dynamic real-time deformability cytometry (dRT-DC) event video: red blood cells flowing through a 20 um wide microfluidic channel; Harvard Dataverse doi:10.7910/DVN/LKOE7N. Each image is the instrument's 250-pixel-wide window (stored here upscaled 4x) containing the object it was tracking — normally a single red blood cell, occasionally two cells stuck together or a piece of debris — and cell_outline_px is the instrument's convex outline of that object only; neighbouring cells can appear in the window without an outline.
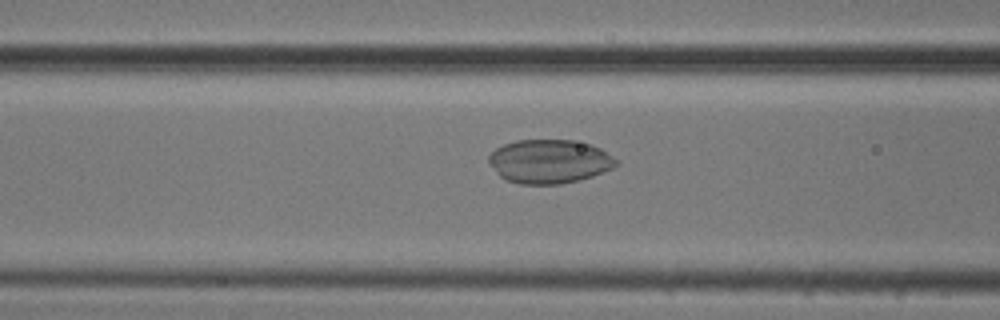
{"species": "common noctule bat (a hibernating species)", "species_latin": "Nyctalus noctula", "temperature_condition": "cold", "stored_images_in_passage": 52, "camera_frame_rate_fps": 3000, "um_per_image_px": 0.085, "animal": {"sex": "male", "body_mass_g": 20.5, "forearm_length_mm": 52.5}, "frame": {"image": 1, "passage_image": 21, "time_ms": 6.667, "image_size_px": [1000, 320], "cell_outline_px": [[620, 164], [612, 168], [592, 176], [580, 180], [560, 184], [520, 184], [504, 180], [496, 172], [488, 160], [488, 156], [496, 148], [504, 144], [516, 140], [572, 140], [592, 144], [600, 148], [616, 160]], "centroid_in_image_um": [46.68, 13.72], "position_along_channel_um": 119.9, "area_um2": 32.54}}
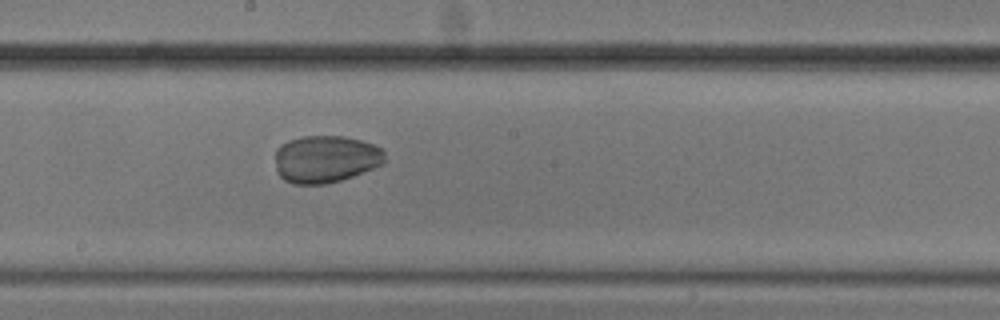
{"frame": {"image": 2, "passage_image": 29, "time_ms": 9.333, "image_size_px": [1000, 320], "cell_outline_px": [[384, 164], [352, 176], [340, 180], [324, 184], [292, 184], [284, 180], [276, 172], [276, 148], [280, 144], [288, 140], [304, 136], [344, 136], [360, 140], [372, 144], [380, 148], [384, 152]], "centroid_in_image_um": [27.64, 13.52], "position_along_channel_um": 220.6, "area_um2": 30.29}}
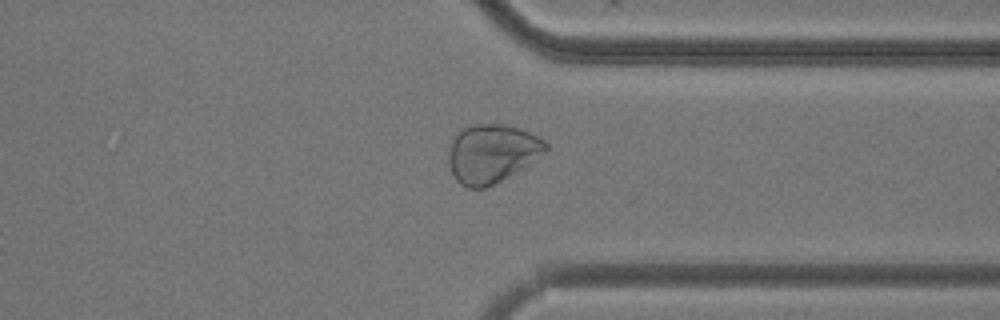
{"frame": {"image": 3, "passage_image": 41, "time_ms": 13.333, "image_size_px": [1000, 320], "cell_outline_px": [[548, 148], [544, 152], [520, 168], [500, 180], [484, 188], [468, 188], [460, 184], [456, 180], [452, 172], [448, 160], [448, 148], [452, 140], [464, 128], [472, 124], [500, 124], [520, 128], [544, 140], [548, 144]], "centroid_in_image_um": [41.76, 13.03], "position_along_channel_um": 369.6, "area_um2": 32.43}}